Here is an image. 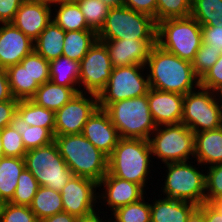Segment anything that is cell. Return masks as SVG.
<instances>
[{
  "mask_svg": "<svg viewBox=\"0 0 222 222\" xmlns=\"http://www.w3.org/2000/svg\"><path fill=\"white\" fill-rule=\"evenodd\" d=\"M20 63L23 67H27L29 74L39 85L50 81V61L40 56L35 50L25 56Z\"/></svg>",
  "mask_w": 222,
  "mask_h": 222,
  "instance_id": "38",
  "label": "cell"
},
{
  "mask_svg": "<svg viewBox=\"0 0 222 222\" xmlns=\"http://www.w3.org/2000/svg\"><path fill=\"white\" fill-rule=\"evenodd\" d=\"M148 140L153 159L157 158L158 163L194 159V132L183 123L157 126Z\"/></svg>",
  "mask_w": 222,
  "mask_h": 222,
  "instance_id": "10",
  "label": "cell"
},
{
  "mask_svg": "<svg viewBox=\"0 0 222 222\" xmlns=\"http://www.w3.org/2000/svg\"><path fill=\"white\" fill-rule=\"evenodd\" d=\"M25 168L30 171L39 186L61 191L74 175L59 153L56 143L27 150Z\"/></svg>",
  "mask_w": 222,
  "mask_h": 222,
  "instance_id": "9",
  "label": "cell"
},
{
  "mask_svg": "<svg viewBox=\"0 0 222 222\" xmlns=\"http://www.w3.org/2000/svg\"><path fill=\"white\" fill-rule=\"evenodd\" d=\"M98 108V95L77 93L55 112L54 136L81 134L88 118Z\"/></svg>",
  "mask_w": 222,
  "mask_h": 222,
  "instance_id": "14",
  "label": "cell"
},
{
  "mask_svg": "<svg viewBox=\"0 0 222 222\" xmlns=\"http://www.w3.org/2000/svg\"><path fill=\"white\" fill-rule=\"evenodd\" d=\"M52 20L64 31L91 30L79 5L72 1H59L51 4Z\"/></svg>",
  "mask_w": 222,
  "mask_h": 222,
  "instance_id": "25",
  "label": "cell"
},
{
  "mask_svg": "<svg viewBox=\"0 0 222 222\" xmlns=\"http://www.w3.org/2000/svg\"><path fill=\"white\" fill-rule=\"evenodd\" d=\"M98 190V208H100L98 211L103 210L101 212L102 215L104 213L109 214L108 211L110 210L113 212L121 206L136 202L146 195V189L141 185L117 178L108 172L98 183ZM99 204H101V206ZM104 205L106 209H101ZM104 209L108 211L105 212Z\"/></svg>",
  "mask_w": 222,
  "mask_h": 222,
  "instance_id": "15",
  "label": "cell"
},
{
  "mask_svg": "<svg viewBox=\"0 0 222 222\" xmlns=\"http://www.w3.org/2000/svg\"><path fill=\"white\" fill-rule=\"evenodd\" d=\"M5 157L3 148H2V142H1V131H0V160Z\"/></svg>",
  "mask_w": 222,
  "mask_h": 222,
  "instance_id": "55",
  "label": "cell"
},
{
  "mask_svg": "<svg viewBox=\"0 0 222 222\" xmlns=\"http://www.w3.org/2000/svg\"><path fill=\"white\" fill-rule=\"evenodd\" d=\"M76 3L80 7L88 27L98 33L105 23L111 7L102 0H78Z\"/></svg>",
  "mask_w": 222,
  "mask_h": 222,
  "instance_id": "35",
  "label": "cell"
},
{
  "mask_svg": "<svg viewBox=\"0 0 222 222\" xmlns=\"http://www.w3.org/2000/svg\"><path fill=\"white\" fill-rule=\"evenodd\" d=\"M25 169V160L20 157H3L0 160V202H10L14 196L18 178Z\"/></svg>",
  "mask_w": 222,
  "mask_h": 222,
  "instance_id": "26",
  "label": "cell"
},
{
  "mask_svg": "<svg viewBox=\"0 0 222 222\" xmlns=\"http://www.w3.org/2000/svg\"><path fill=\"white\" fill-rule=\"evenodd\" d=\"M81 134L107 156L112 153L120 139L108 113L99 107L88 118Z\"/></svg>",
  "mask_w": 222,
  "mask_h": 222,
  "instance_id": "19",
  "label": "cell"
},
{
  "mask_svg": "<svg viewBox=\"0 0 222 222\" xmlns=\"http://www.w3.org/2000/svg\"><path fill=\"white\" fill-rule=\"evenodd\" d=\"M205 169V202L222 199V163Z\"/></svg>",
  "mask_w": 222,
  "mask_h": 222,
  "instance_id": "39",
  "label": "cell"
},
{
  "mask_svg": "<svg viewBox=\"0 0 222 222\" xmlns=\"http://www.w3.org/2000/svg\"><path fill=\"white\" fill-rule=\"evenodd\" d=\"M0 222H39L30 207L10 202L0 206Z\"/></svg>",
  "mask_w": 222,
  "mask_h": 222,
  "instance_id": "42",
  "label": "cell"
},
{
  "mask_svg": "<svg viewBox=\"0 0 222 222\" xmlns=\"http://www.w3.org/2000/svg\"><path fill=\"white\" fill-rule=\"evenodd\" d=\"M112 70L107 48L97 40L79 62V92L99 95L109 81Z\"/></svg>",
  "mask_w": 222,
  "mask_h": 222,
  "instance_id": "12",
  "label": "cell"
},
{
  "mask_svg": "<svg viewBox=\"0 0 222 222\" xmlns=\"http://www.w3.org/2000/svg\"><path fill=\"white\" fill-rule=\"evenodd\" d=\"M201 29L203 43L222 51V26H201Z\"/></svg>",
  "mask_w": 222,
  "mask_h": 222,
  "instance_id": "45",
  "label": "cell"
},
{
  "mask_svg": "<svg viewBox=\"0 0 222 222\" xmlns=\"http://www.w3.org/2000/svg\"><path fill=\"white\" fill-rule=\"evenodd\" d=\"M107 48L113 68L141 65L145 66L156 39L99 40Z\"/></svg>",
  "mask_w": 222,
  "mask_h": 222,
  "instance_id": "16",
  "label": "cell"
},
{
  "mask_svg": "<svg viewBox=\"0 0 222 222\" xmlns=\"http://www.w3.org/2000/svg\"><path fill=\"white\" fill-rule=\"evenodd\" d=\"M200 86L222 93V54L218 61L200 78Z\"/></svg>",
  "mask_w": 222,
  "mask_h": 222,
  "instance_id": "43",
  "label": "cell"
},
{
  "mask_svg": "<svg viewBox=\"0 0 222 222\" xmlns=\"http://www.w3.org/2000/svg\"><path fill=\"white\" fill-rule=\"evenodd\" d=\"M24 0H0V24L11 23Z\"/></svg>",
  "mask_w": 222,
  "mask_h": 222,
  "instance_id": "46",
  "label": "cell"
},
{
  "mask_svg": "<svg viewBox=\"0 0 222 222\" xmlns=\"http://www.w3.org/2000/svg\"><path fill=\"white\" fill-rule=\"evenodd\" d=\"M1 142L5 157L24 158L27 150L22 137L11 125L1 130Z\"/></svg>",
  "mask_w": 222,
  "mask_h": 222,
  "instance_id": "41",
  "label": "cell"
},
{
  "mask_svg": "<svg viewBox=\"0 0 222 222\" xmlns=\"http://www.w3.org/2000/svg\"><path fill=\"white\" fill-rule=\"evenodd\" d=\"M192 0H157L156 23L191 16Z\"/></svg>",
  "mask_w": 222,
  "mask_h": 222,
  "instance_id": "37",
  "label": "cell"
},
{
  "mask_svg": "<svg viewBox=\"0 0 222 222\" xmlns=\"http://www.w3.org/2000/svg\"><path fill=\"white\" fill-rule=\"evenodd\" d=\"M16 113L29 126L47 128L53 135L55 129V112L37 105L31 99L19 100Z\"/></svg>",
  "mask_w": 222,
  "mask_h": 222,
  "instance_id": "29",
  "label": "cell"
},
{
  "mask_svg": "<svg viewBox=\"0 0 222 222\" xmlns=\"http://www.w3.org/2000/svg\"><path fill=\"white\" fill-rule=\"evenodd\" d=\"M147 100L157 126L181 123L184 95L150 88Z\"/></svg>",
  "mask_w": 222,
  "mask_h": 222,
  "instance_id": "20",
  "label": "cell"
},
{
  "mask_svg": "<svg viewBox=\"0 0 222 222\" xmlns=\"http://www.w3.org/2000/svg\"><path fill=\"white\" fill-rule=\"evenodd\" d=\"M13 98L6 69L0 68V102Z\"/></svg>",
  "mask_w": 222,
  "mask_h": 222,
  "instance_id": "48",
  "label": "cell"
},
{
  "mask_svg": "<svg viewBox=\"0 0 222 222\" xmlns=\"http://www.w3.org/2000/svg\"><path fill=\"white\" fill-rule=\"evenodd\" d=\"M157 195L150 199L151 222H186L198 207L191 202L164 198L161 193Z\"/></svg>",
  "mask_w": 222,
  "mask_h": 222,
  "instance_id": "21",
  "label": "cell"
},
{
  "mask_svg": "<svg viewBox=\"0 0 222 222\" xmlns=\"http://www.w3.org/2000/svg\"><path fill=\"white\" fill-rule=\"evenodd\" d=\"M79 218L67 212L57 213L53 216L46 217L39 222H79Z\"/></svg>",
  "mask_w": 222,
  "mask_h": 222,
  "instance_id": "50",
  "label": "cell"
},
{
  "mask_svg": "<svg viewBox=\"0 0 222 222\" xmlns=\"http://www.w3.org/2000/svg\"><path fill=\"white\" fill-rule=\"evenodd\" d=\"M42 1H45V2H48V3H55V2H59V1H63V0H42ZM65 1V0H64Z\"/></svg>",
  "mask_w": 222,
  "mask_h": 222,
  "instance_id": "56",
  "label": "cell"
},
{
  "mask_svg": "<svg viewBox=\"0 0 222 222\" xmlns=\"http://www.w3.org/2000/svg\"><path fill=\"white\" fill-rule=\"evenodd\" d=\"M6 72L10 91L13 98L17 100L31 99L40 87L29 74L27 67H23L21 63L8 67Z\"/></svg>",
  "mask_w": 222,
  "mask_h": 222,
  "instance_id": "27",
  "label": "cell"
},
{
  "mask_svg": "<svg viewBox=\"0 0 222 222\" xmlns=\"http://www.w3.org/2000/svg\"><path fill=\"white\" fill-rule=\"evenodd\" d=\"M104 3L110 7H120L123 5V0H102Z\"/></svg>",
  "mask_w": 222,
  "mask_h": 222,
  "instance_id": "53",
  "label": "cell"
},
{
  "mask_svg": "<svg viewBox=\"0 0 222 222\" xmlns=\"http://www.w3.org/2000/svg\"><path fill=\"white\" fill-rule=\"evenodd\" d=\"M181 123L194 133L222 127L221 94L199 86L184 95Z\"/></svg>",
  "mask_w": 222,
  "mask_h": 222,
  "instance_id": "8",
  "label": "cell"
},
{
  "mask_svg": "<svg viewBox=\"0 0 222 222\" xmlns=\"http://www.w3.org/2000/svg\"><path fill=\"white\" fill-rule=\"evenodd\" d=\"M51 21V3L42 0H24L11 23L35 41Z\"/></svg>",
  "mask_w": 222,
  "mask_h": 222,
  "instance_id": "17",
  "label": "cell"
},
{
  "mask_svg": "<svg viewBox=\"0 0 222 222\" xmlns=\"http://www.w3.org/2000/svg\"><path fill=\"white\" fill-rule=\"evenodd\" d=\"M101 214H102L101 211L100 212L98 211V212L94 213L93 215H90L88 217L80 219L79 222H111L110 215H106V213H104L103 218H102ZM105 216H107V217H105ZM108 216H109V218H108Z\"/></svg>",
  "mask_w": 222,
  "mask_h": 222,
  "instance_id": "52",
  "label": "cell"
},
{
  "mask_svg": "<svg viewBox=\"0 0 222 222\" xmlns=\"http://www.w3.org/2000/svg\"><path fill=\"white\" fill-rule=\"evenodd\" d=\"M146 196L111 212V222H151L150 197Z\"/></svg>",
  "mask_w": 222,
  "mask_h": 222,
  "instance_id": "34",
  "label": "cell"
},
{
  "mask_svg": "<svg viewBox=\"0 0 222 222\" xmlns=\"http://www.w3.org/2000/svg\"><path fill=\"white\" fill-rule=\"evenodd\" d=\"M149 89L145 66L113 68L109 81L98 95V107L105 110L111 103L147 95Z\"/></svg>",
  "mask_w": 222,
  "mask_h": 222,
  "instance_id": "11",
  "label": "cell"
},
{
  "mask_svg": "<svg viewBox=\"0 0 222 222\" xmlns=\"http://www.w3.org/2000/svg\"><path fill=\"white\" fill-rule=\"evenodd\" d=\"M194 160L205 169L222 163V127L194 133Z\"/></svg>",
  "mask_w": 222,
  "mask_h": 222,
  "instance_id": "22",
  "label": "cell"
},
{
  "mask_svg": "<svg viewBox=\"0 0 222 222\" xmlns=\"http://www.w3.org/2000/svg\"><path fill=\"white\" fill-rule=\"evenodd\" d=\"M65 31L53 20L34 41V50L47 61L62 56Z\"/></svg>",
  "mask_w": 222,
  "mask_h": 222,
  "instance_id": "24",
  "label": "cell"
},
{
  "mask_svg": "<svg viewBox=\"0 0 222 222\" xmlns=\"http://www.w3.org/2000/svg\"><path fill=\"white\" fill-rule=\"evenodd\" d=\"M213 204L222 212V199L213 202Z\"/></svg>",
  "mask_w": 222,
  "mask_h": 222,
  "instance_id": "54",
  "label": "cell"
},
{
  "mask_svg": "<svg viewBox=\"0 0 222 222\" xmlns=\"http://www.w3.org/2000/svg\"><path fill=\"white\" fill-rule=\"evenodd\" d=\"M77 93H79V87H64L48 81L40 85L31 100L39 106L56 112Z\"/></svg>",
  "mask_w": 222,
  "mask_h": 222,
  "instance_id": "23",
  "label": "cell"
},
{
  "mask_svg": "<svg viewBox=\"0 0 222 222\" xmlns=\"http://www.w3.org/2000/svg\"><path fill=\"white\" fill-rule=\"evenodd\" d=\"M150 88L186 95L200 86L191 62L155 44L145 64Z\"/></svg>",
  "mask_w": 222,
  "mask_h": 222,
  "instance_id": "1",
  "label": "cell"
},
{
  "mask_svg": "<svg viewBox=\"0 0 222 222\" xmlns=\"http://www.w3.org/2000/svg\"><path fill=\"white\" fill-rule=\"evenodd\" d=\"M186 222H205L204 203L198 206L189 216Z\"/></svg>",
  "mask_w": 222,
  "mask_h": 222,
  "instance_id": "51",
  "label": "cell"
},
{
  "mask_svg": "<svg viewBox=\"0 0 222 222\" xmlns=\"http://www.w3.org/2000/svg\"><path fill=\"white\" fill-rule=\"evenodd\" d=\"M65 1H72V2H76V1H78V0H65Z\"/></svg>",
  "mask_w": 222,
  "mask_h": 222,
  "instance_id": "57",
  "label": "cell"
},
{
  "mask_svg": "<svg viewBox=\"0 0 222 222\" xmlns=\"http://www.w3.org/2000/svg\"><path fill=\"white\" fill-rule=\"evenodd\" d=\"M34 50V41L12 23L0 24V68L16 65Z\"/></svg>",
  "mask_w": 222,
  "mask_h": 222,
  "instance_id": "18",
  "label": "cell"
},
{
  "mask_svg": "<svg viewBox=\"0 0 222 222\" xmlns=\"http://www.w3.org/2000/svg\"><path fill=\"white\" fill-rule=\"evenodd\" d=\"M191 16L201 26H222V0H192Z\"/></svg>",
  "mask_w": 222,
  "mask_h": 222,
  "instance_id": "33",
  "label": "cell"
},
{
  "mask_svg": "<svg viewBox=\"0 0 222 222\" xmlns=\"http://www.w3.org/2000/svg\"><path fill=\"white\" fill-rule=\"evenodd\" d=\"M205 222H222V212L213 204L204 202Z\"/></svg>",
  "mask_w": 222,
  "mask_h": 222,
  "instance_id": "49",
  "label": "cell"
},
{
  "mask_svg": "<svg viewBox=\"0 0 222 222\" xmlns=\"http://www.w3.org/2000/svg\"><path fill=\"white\" fill-rule=\"evenodd\" d=\"M202 42L201 25L192 16L157 23L156 44L183 60L192 62Z\"/></svg>",
  "mask_w": 222,
  "mask_h": 222,
  "instance_id": "5",
  "label": "cell"
},
{
  "mask_svg": "<svg viewBox=\"0 0 222 222\" xmlns=\"http://www.w3.org/2000/svg\"><path fill=\"white\" fill-rule=\"evenodd\" d=\"M29 207L39 221L61 213L63 212L61 193L44 186H39Z\"/></svg>",
  "mask_w": 222,
  "mask_h": 222,
  "instance_id": "30",
  "label": "cell"
},
{
  "mask_svg": "<svg viewBox=\"0 0 222 222\" xmlns=\"http://www.w3.org/2000/svg\"><path fill=\"white\" fill-rule=\"evenodd\" d=\"M10 125L21 135L26 150L46 146L54 141V135L47 128L29 126L17 113Z\"/></svg>",
  "mask_w": 222,
  "mask_h": 222,
  "instance_id": "31",
  "label": "cell"
},
{
  "mask_svg": "<svg viewBox=\"0 0 222 222\" xmlns=\"http://www.w3.org/2000/svg\"><path fill=\"white\" fill-rule=\"evenodd\" d=\"M123 6L149 15L156 22L157 0H123Z\"/></svg>",
  "mask_w": 222,
  "mask_h": 222,
  "instance_id": "44",
  "label": "cell"
},
{
  "mask_svg": "<svg viewBox=\"0 0 222 222\" xmlns=\"http://www.w3.org/2000/svg\"><path fill=\"white\" fill-rule=\"evenodd\" d=\"M38 188V181L33 174L25 168L18 178V184L10 203L29 207Z\"/></svg>",
  "mask_w": 222,
  "mask_h": 222,
  "instance_id": "36",
  "label": "cell"
},
{
  "mask_svg": "<svg viewBox=\"0 0 222 222\" xmlns=\"http://www.w3.org/2000/svg\"><path fill=\"white\" fill-rule=\"evenodd\" d=\"M221 54L222 51L220 49H214L212 46L202 42L193 61L191 62L196 75L201 78L206 71H208L218 61Z\"/></svg>",
  "mask_w": 222,
  "mask_h": 222,
  "instance_id": "40",
  "label": "cell"
},
{
  "mask_svg": "<svg viewBox=\"0 0 222 222\" xmlns=\"http://www.w3.org/2000/svg\"><path fill=\"white\" fill-rule=\"evenodd\" d=\"M97 40L93 30L65 31L62 56L80 62Z\"/></svg>",
  "mask_w": 222,
  "mask_h": 222,
  "instance_id": "28",
  "label": "cell"
},
{
  "mask_svg": "<svg viewBox=\"0 0 222 222\" xmlns=\"http://www.w3.org/2000/svg\"><path fill=\"white\" fill-rule=\"evenodd\" d=\"M50 81L64 87H79V62L60 56L50 61Z\"/></svg>",
  "mask_w": 222,
  "mask_h": 222,
  "instance_id": "32",
  "label": "cell"
},
{
  "mask_svg": "<svg viewBox=\"0 0 222 222\" xmlns=\"http://www.w3.org/2000/svg\"><path fill=\"white\" fill-rule=\"evenodd\" d=\"M162 168H166L160 178L164 182L160 183L162 187L158 191L164 198L191 202L197 206L205 202V169L198 161L170 162Z\"/></svg>",
  "mask_w": 222,
  "mask_h": 222,
  "instance_id": "4",
  "label": "cell"
},
{
  "mask_svg": "<svg viewBox=\"0 0 222 222\" xmlns=\"http://www.w3.org/2000/svg\"><path fill=\"white\" fill-rule=\"evenodd\" d=\"M105 111L120 138L148 140L157 127L149 110L147 95L111 103Z\"/></svg>",
  "mask_w": 222,
  "mask_h": 222,
  "instance_id": "6",
  "label": "cell"
},
{
  "mask_svg": "<svg viewBox=\"0 0 222 222\" xmlns=\"http://www.w3.org/2000/svg\"><path fill=\"white\" fill-rule=\"evenodd\" d=\"M98 183L92 179L73 175L60 191L63 212L79 219L98 212Z\"/></svg>",
  "mask_w": 222,
  "mask_h": 222,
  "instance_id": "13",
  "label": "cell"
},
{
  "mask_svg": "<svg viewBox=\"0 0 222 222\" xmlns=\"http://www.w3.org/2000/svg\"><path fill=\"white\" fill-rule=\"evenodd\" d=\"M59 153L74 175L99 183L108 172V156L82 134L54 136Z\"/></svg>",
  "mask_w": 222,
  "mask_h": 222,
  "instance_id": "3",
  "label": "cell"
},
{
  "mask_svg": "<svg viewBox=\"0 0 222 222\" xmlns=\"http://www.w3.org/2000/svg\"><path fill=\"white\" fill-rule=\"evenodd\" d=\"M19 100L12 98L0 102V131L10 125L13 116L16 114V108Z\"/></svg>",
  "mask_w": 222,
  "mask_h": 222,
  "instance_id": "47",
  "label": "cell"
},
{
  "mask_svg": "<svg viewBox=\"0 0 222 222\" xmlns=\"http://www.w3.org/2000/svg\"><path fill=\"white\" fill-rule=\"evenodd\" d=\"M157 23L149 15L125 6L111 7L98 40L156 39Z\"/></svg>",
  "mask_w": 222,
  "mask_h": 222,
  "instance_id": "7",
  "label": "cell"
},
{
  "mask_svg": "<svg viewBox=\"0 0 222 222\" xmlns=\"http://www.w3.org/2000/svg\"><path fill=\"white\" fill-rule=\"evenodd\" d=\"M152 157L149 140L120 138L117 146L108 156V173L148 190L150 185L148 181L150 177L152 178L150 174L154 168V164L151 163L156 164L152 161Z\"/></svg>",
  "mask_w": 222,
  "mask_h": 222,
  "instance_id": "2",
  "label": "cell"
}]
</instances>
